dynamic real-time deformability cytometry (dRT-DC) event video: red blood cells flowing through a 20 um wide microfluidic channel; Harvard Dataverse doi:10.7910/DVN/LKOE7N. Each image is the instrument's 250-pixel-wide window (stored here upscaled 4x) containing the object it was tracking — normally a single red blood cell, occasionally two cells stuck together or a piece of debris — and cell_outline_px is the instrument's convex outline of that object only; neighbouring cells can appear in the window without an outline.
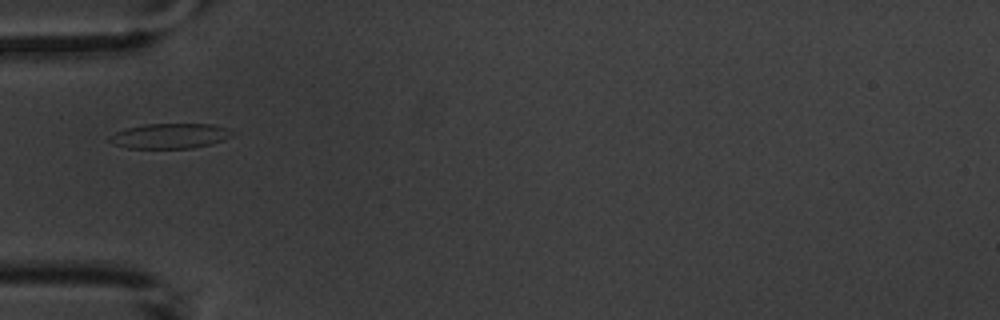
{"species": "common noctule bat (a hibernating species)", "species_latin": "Nyctalus noctula", "temperature_condition": "warm", "stored_images_in_passage": 2, "camera_frame_rate_fps": 3000, "um_per_image_px": 0.085, "animal": {"sex": "male", "body_mass_g": 20.1, "forearm_length_mm": 53.5}, "frame": {"image": 1, "passage_image": 1, "time_ms": 0.0, "image_size_px": [1000, 320], "cell_outline_px": [[236, 132], [232, 136], [208, 144], [192, 148], [128, 148], [112, 144], [108, 140], [108, 136], [116, 132], [128, 128], [144, 124], [212, 124], [228, 128]], "centroid_in_image_um": [14.43, 11.55], "position_along_channel_um": 70.6, "area_um2": 17.86}}
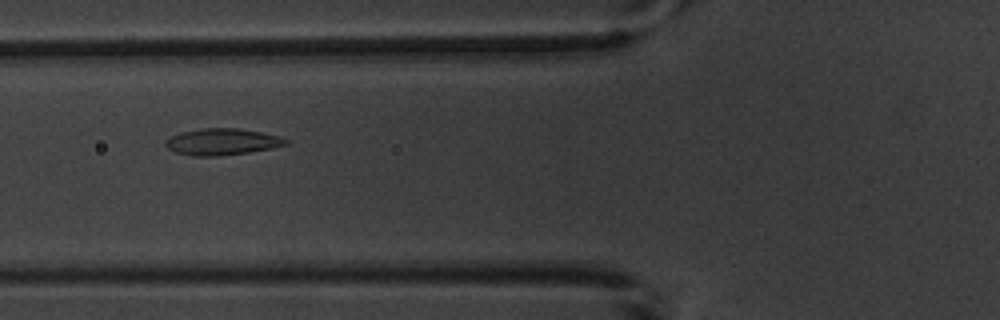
{"frame": {"image": 2, "passage_image": 2, "time_ms": 1.0, "image_size_px": [1000, 320], "cell_outline_px": [[288, 144], [272, 148], [248, 152], [216, 156], [192, 156], [176, 152], [168, 148], [164, 144], [164, 140], [180, 132], [200, 128], [240, 128], [280, 136], [288, 140]], "centroid_in_image_um": [18.86, 12.04], "position_along_channel_um": 106.9, "area_um2": 18.61}}